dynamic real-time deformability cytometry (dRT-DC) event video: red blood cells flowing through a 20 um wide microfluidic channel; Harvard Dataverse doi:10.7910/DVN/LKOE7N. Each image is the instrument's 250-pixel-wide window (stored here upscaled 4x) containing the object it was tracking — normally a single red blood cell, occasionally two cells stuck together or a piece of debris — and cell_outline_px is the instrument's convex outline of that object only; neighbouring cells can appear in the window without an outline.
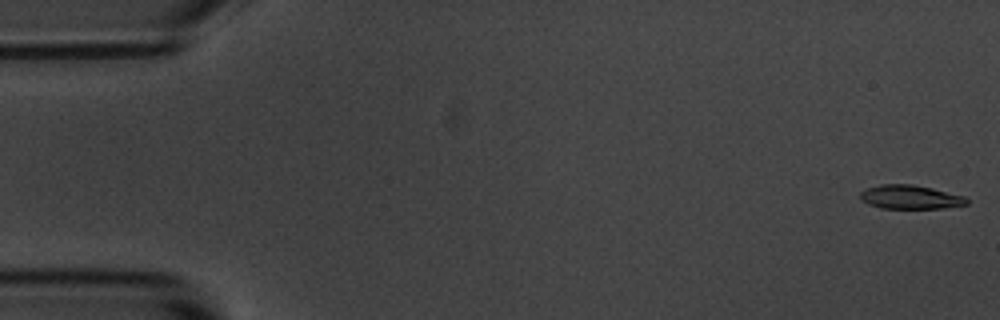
{"species": "common noctule bat (a hibernating species)", "species_latin": "Nyctalus noctula", "temperature_condition": "room temperature", "stored_images_in_passage": 5, "camera_frame_rate_fps": 3000, "um_per_image_px": 0.085, "animal": {"sex": "male", "body_mass_g": 20.1, "forearm_length_mm": 53.5}, "frame": {"image": 1, "passage_image": 1, "time_ms": 0.0, "image_size_px": [1000, 320], "cell_outline_px": [[968, 204], [944, 208], [880, 208], [868, 204], [860, 200], [860, 192], [868, 188], [880, 184], [912, 184], [932, 188], [964, 196], [968, 200]], "centroid_in_image_um": [77.35, 16.75], "position_along_channel_um": 7.6, "area_um2": 14.8}}
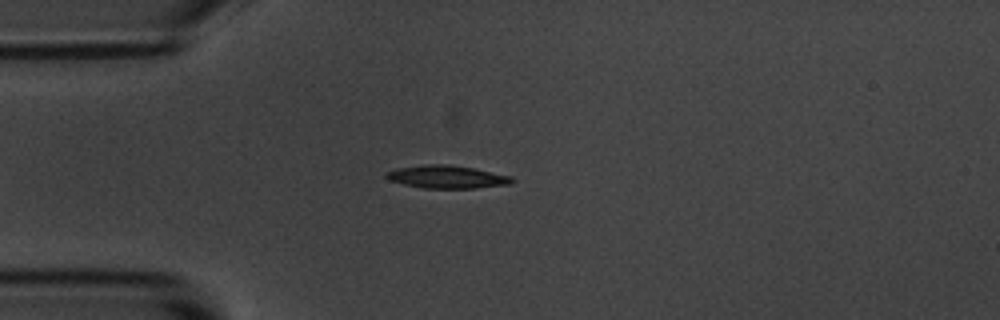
{"frame": {"image": 2, "passage_image": 5, "time_ms": 4.333, "image_size_px": [1000, 320], "cell_outline_px": [[516, 180], [512, 184], [476, 188], [424, 188], [404, 184], [388, 180], [384, 176], [384, 172], [396, 168], [424, 164], [448, 164], [472, 168], [512, 176]], "centroid_in_image_um": [37.97, 15.03], "position_along_channel_um": 47.0, "area_um2": 16.94}}